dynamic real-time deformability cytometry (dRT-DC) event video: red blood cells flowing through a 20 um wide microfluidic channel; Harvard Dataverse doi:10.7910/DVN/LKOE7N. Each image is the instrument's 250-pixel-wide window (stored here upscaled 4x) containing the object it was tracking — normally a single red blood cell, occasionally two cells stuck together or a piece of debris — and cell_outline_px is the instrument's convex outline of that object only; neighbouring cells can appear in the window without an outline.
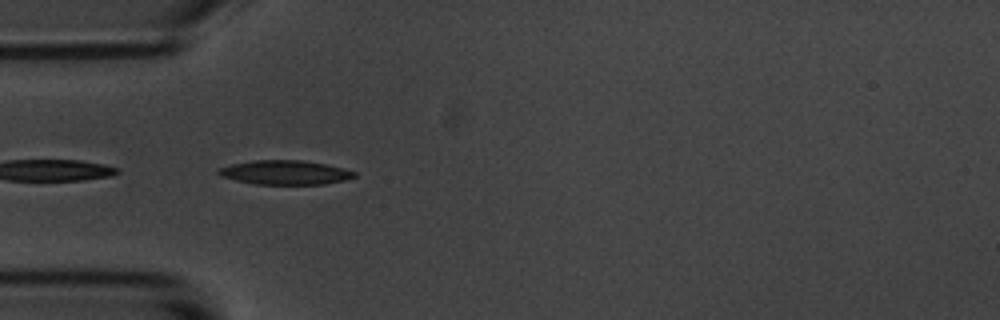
{"species": "common noctule bat (a hibernating species)", "species_latin": "Nyctalus noctula", "temperature_condition": "room temperature", "stored_images_in_passage": 4, "camera_frame_rate_fps": 3000, "um_per_image_px": 0.085, "animal": {"sex": "male", "body_mass_g": 20.1, "forearm_length_mm": 53.5}, "frame": {"image": 1, "passage_image": 4, "time_ms": 3.333, "image_size_px": [1000, 320], "cell_outline_px": [[356, 176], [344, 180], [324, 184], [256, 184], [236, 180], [220, 176], [216, 172], [216, 168], [232, 164], [256, 160], [304, 160], [344, 168], [356, 172]], "centroid_in_image_um": [24.21, 14.65], "position_along_channel_um": 60.8, "area_um2": 19.13}}